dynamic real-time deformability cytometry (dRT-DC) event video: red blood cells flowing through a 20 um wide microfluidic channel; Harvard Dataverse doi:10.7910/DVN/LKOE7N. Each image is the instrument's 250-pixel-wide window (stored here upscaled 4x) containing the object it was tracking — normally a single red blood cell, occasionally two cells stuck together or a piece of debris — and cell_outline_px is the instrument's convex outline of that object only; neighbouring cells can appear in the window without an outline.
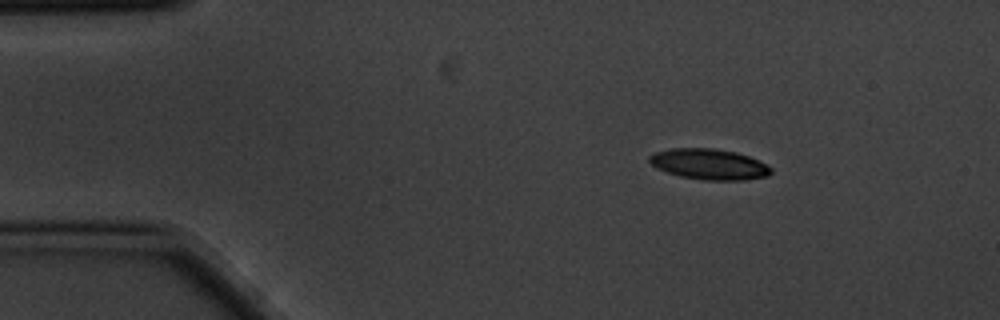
{"species": "common noctule bat (a hibernating species)", "species_latin": "Nyctalus noctula", "temperature_condition": "cold", "stored_images_in_passage": 5, "camera_frame_rate_fps": 3000, "um_per_image_px": 0.085, "animal": {"sex": "male", "body_mass_g": 20.1, "forearm_length_mm": 53.5}, "frame": {"image": 1, "passage_image": 2, "time_ms": 0.333, "image_size_px": [1000, 320], "cell_outline_px": [[772, 172], [768, 176], [744, 180], [704, 180], [680, 176], [656, 168], [648, 160], [648, 156], [656, 152], [672, 148], [712, 148], [736, 152], [748, 156], [768, 164], [772, 168]], "centroid_in_image_um": [60.3, 13.96], "position_along_channel_um": 24.7, "area_um2": 21.79}}
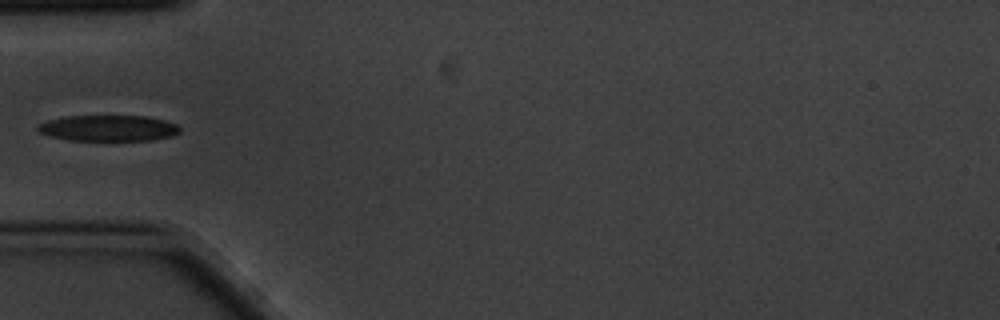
{"frame": {"image": 2, "passage_image": 5, "time_ms": 1.333, "image_size_px": [1000, 320], "cell_outline_px": [[180, 132], [172, 136], [152, 140], [68, 140], [52, 136], [40, 132], [36, 128], [40, 124], [48, 120], [64, 116], [148, 116], [164, 120], [176, 124], [180, 128]], "centroid_in_image_um": [9.24, 10.89], "position_along_channel_um": 75.8, "area_um2": 21.39}}